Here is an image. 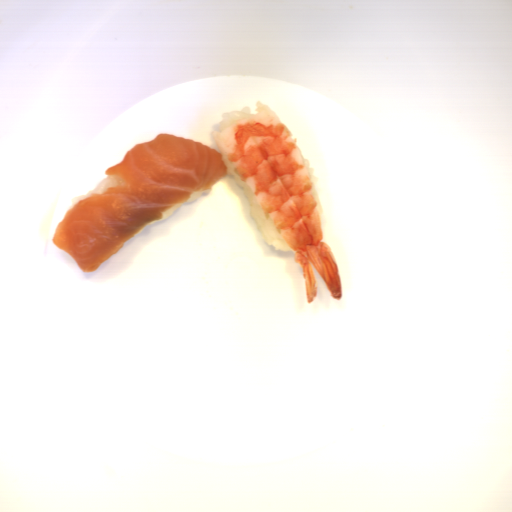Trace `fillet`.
Listing matches in <instances>:
<instances>
[{"label":"fillet","instance_id":"obj_1","mask_svg":"<svg viewBox=\"0 0 512 512\" xmlns=\"http://www.w3.org/2000/svg\"><path fill=\"white\" fill-rule=\"evenodd\" d=\"M104 174L114 187L71 205L51 240L85 273L96 272L164 211L211 190L229 171L219 152L168 133L135 143Z\"/></svg>","mask_w":512,"mask_h":512}]
</instances>
